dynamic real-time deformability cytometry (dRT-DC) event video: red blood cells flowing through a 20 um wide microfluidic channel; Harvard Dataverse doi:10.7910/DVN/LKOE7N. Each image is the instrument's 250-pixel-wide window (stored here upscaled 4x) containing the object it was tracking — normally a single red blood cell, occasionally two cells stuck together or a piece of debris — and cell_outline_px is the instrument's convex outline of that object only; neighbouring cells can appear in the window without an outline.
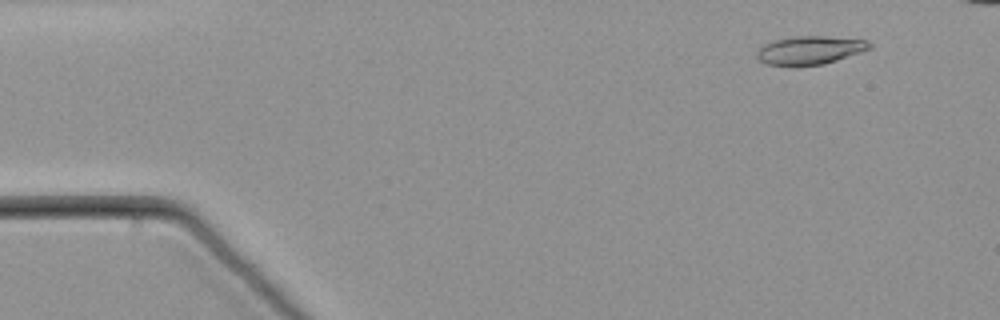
{"species": "common noctule bat (a hibernating species)", "species_latin": "Nyctalus noctula", "temperature_condition": "warm", "stored_images_in_passage": 55, "camera_frame_rate_fps": 3000, "um_per_image_px": 0.085, "animal": {"sex": "male", "body_mass_g": 21.5, "forearm_length_mm": 52.0}, "frame": {"image": 1, "passage_image": 6, "time_ms": 1.667, "image_size_px": [1000, 320], "cell_outline_px": [[872, 48], [824, 64], [768, 64], [760, 60], [756, 56], [756, 52], [764, 44], [776, 40], [796, 36], [824, 36], [868, 40], [872, 44]], "centroid_in_image_um": [68.88, 4.24], "position_along_channel_um": 16.1, "area_um2": 18.09}}
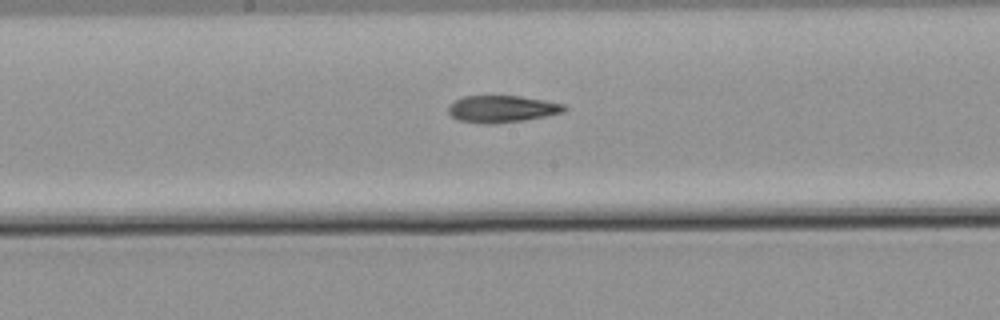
{"frame": {"image": 2, "passage_image": 32, "time_ms": 10.333, "image_size_px": [1000, 320], "cell_outline_px": [[568, 108], [564, 112], [524, 120], [460, 120], [452, 116], [448, 112], [448, 104], [464, 96], [520, 96], [544, 100], [564, 104]], "centroid_in_image_um": [42.72, 9.19], "position_along_channel_um": 205.5, "area_um2": 17.11}}
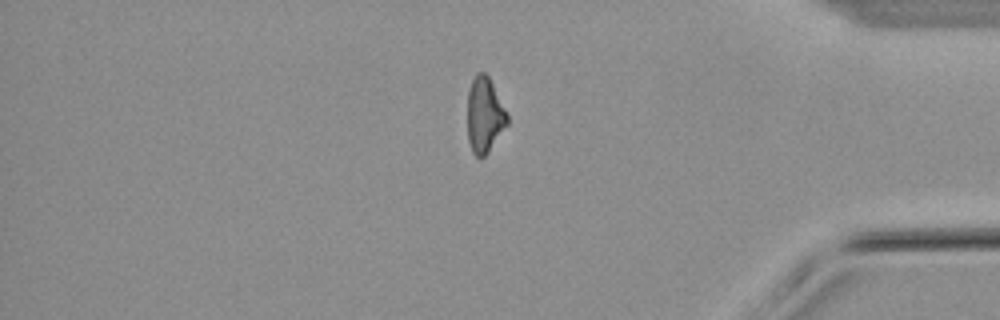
{"frame": {"image": 3, "passage_image": 51, "time_ms": 16.667, "image_size_px": [1000, 320], "cell_outline_px": [[508, 124], [488, 152], [484, 156], [476, 156], [472, 152], [468, 140], [468, 92], [472, 80], [476, 72], [484, 72], [488, 76], [508, 116]], "centroid_in_image_um": [41.18, 9.78], "position_along_channel_um": 394.0, "area_um2": 17.22}}